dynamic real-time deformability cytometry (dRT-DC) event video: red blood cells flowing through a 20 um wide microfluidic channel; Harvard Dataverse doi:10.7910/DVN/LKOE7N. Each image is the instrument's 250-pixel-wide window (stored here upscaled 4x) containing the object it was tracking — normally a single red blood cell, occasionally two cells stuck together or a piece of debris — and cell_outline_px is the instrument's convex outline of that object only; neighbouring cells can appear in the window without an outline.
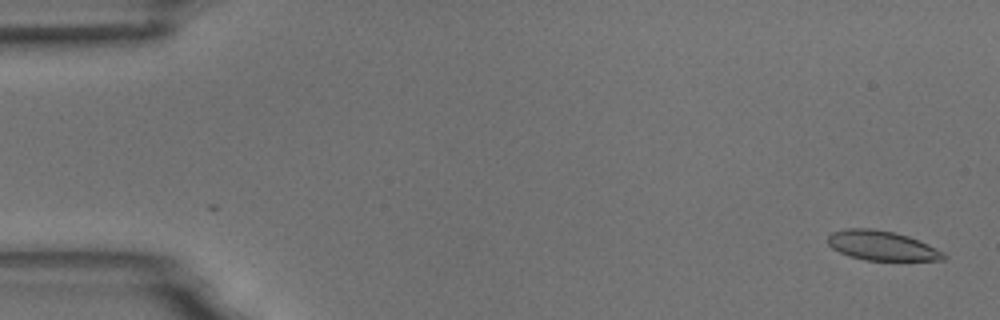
{"species": "common noctule bat (a hibernating species)", "species_latin": "Nyctalus noctula", "temperature_condition": "room temperature", "stored_images_in_passage": 54, "camera_frame_rate_fps": 3000, "um_per_image_px": 0.085, "animal": {"sex": "male", "body_mass_g": 18.8}, "frame": {"image": 1, "passage_image": 1, "time_ms": 0.0, "image_size_px": [1000, 320], "cell_outline_px": [[948, 256], [944, 260], [864, 260], [848, 256], [832, 248], [828, 244], [828, 236], [832, 232], [844, 228], [872, 228], [892, 232], [908, 236], [944, 252]], "centroid_in_image_um": [74.93, 20.88], "position_along_channel_um": 10.1, "area_um2": 19.88}}
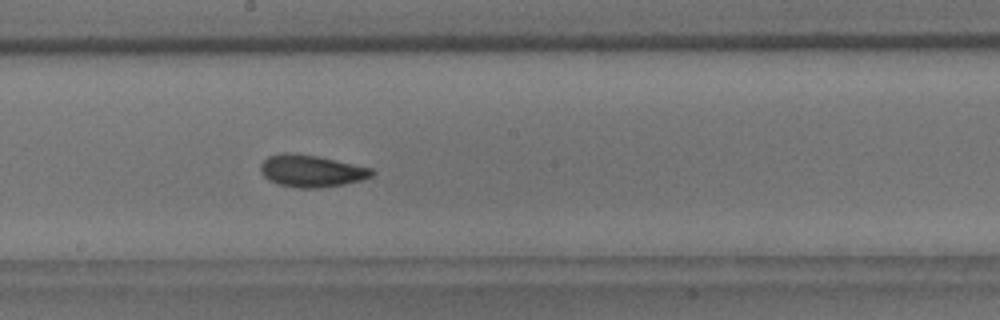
{"frame": {"image": 2, "passage_image": 29, "time_ms": 9.333, "image_size_px": [1000, 320], "cell_outline_px": [[376, 172], [372, 176], [360, 180], [344, 184], [320, 188], [296, 188], [280, 184], [268, 180], [260, 172], [260, 164], [268, 156], [284, 152], [292, 152], [316, 156], [336, 160], [372, 168]], "centroid_in_image_um": [26.45, 14.53], "position_along_channel_um": 221.8, "area_um2": 20.87}}
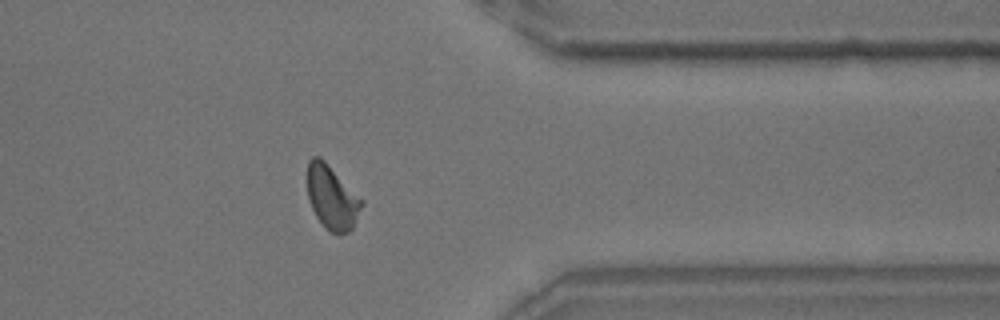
{"frame": {"image": 3, "passage_image": 43, "time_ms": 14.0, "image_size_px": [1000, 320], "cell_outline_px": [[364, 204], [352, 228], [348, 232], [328, 232], [324, 228], [316, 216], [308, 200], [308, 160], [312, 156], [320, 156], [364, 200]], "centroid_in_image_um": [28.22, 16.77], "position_along_channel_um": 383.2, "area_um2": 20.23}, "authors_computed_cell_mechanics": {"area_um2": 20.2011, "velocity_mm_per_s": 3.7043, "shape_relaxation_time_tau1_ms": 8.7334, "shape_relaxation_time_tau2_ms": 1.2896, "deformation_change_tau1": 0.1753, "deformation_change_tau2": 0.056}}